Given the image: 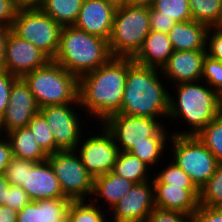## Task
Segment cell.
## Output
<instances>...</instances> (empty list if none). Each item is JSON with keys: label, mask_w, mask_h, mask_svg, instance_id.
Instances as JSON below:
<instances>
[{"label": "cell", "mask_w": 222, "mask_h": 222, "mask_svg": "<svg viewBox=\"0 0 222 222\" xmlns=\"http://www.w3.org/2000/svg\"><path fill=\"white\" fill-rule=\"evenodd\" d=\"M108 212L91 200L72 201L67 212V222H109Z\"/></svg>", "instance_id": "obj_29"}, {"label": "cell", "mask_w": 222, "mask_h": 222, "mask_svg": "<svg viewBox=\"0 0 222 222\" xmlns=\"http://www.w3.org/2000/svg\"><path fill=\"white\" fill-rule=\"evenodd\" d=\"M10 186L11 184L4 177V175L0 174V205H5Z\"/></svg>", "instance_id": "obj_47"}, {"label": "cell", "mask_w": 222, "mask_h": 222, "mask_svg": "<svg viewBox=\"0 0 222 222\" xmlns=\"http://www.w3.org/2000/svg\"><path fill=\"white\" fill-rule=\"evenodd\" d=\"M206 50L173 51L160 69L169 87L182 82L200 81Z\"/></svg>", "instance_id": "obj_17"}, {"label": "cell", "mask_w": 222, "mask_h": 222, "mask_svg": "<svg viewBox=\"0 0 222 222\" xmlns=\"http://www.w3.org/2000/svg\"><path fill=\"white\" fill-rule=\"evenodd\" d=\"M47 160L59 180L65 197L72 201L91 199L94 189V177L82 164L75 150L55 152L48 155Z\"/></svg>", "instance_id": "obj_10"}, {"label": "cell", "mask_w": 222, "mask_h": 222, "mask_svg": "<svg viewBox=\"0 0 222 222\" xmlns=\"http://www.w3.org/2000/svg\"><path fill=\"white\" fill-rule=\"evenodd\" d=\"M18 211L6 205H0V222H17Z\"/></svg>", "instance_id": "obj_46"}, {"label": "cell", "mask_w": 222, "mask_h": 222, "mask_svg": "<svg viewBox=\"0 0 222 222\" xmlns=\"http://www.w3.org/2000/svg\"><path fill=\"white\" fill-rule=\"evenodd\" d=\"M112 172L135 184L149 181L153 177V170L148 165L124 151H119Z\"/></svg>", "instance_id": "obj_25"}, {"label": "cell", "mask_w": 222, "mask_h": 222, "mask_svg": "<svg viewBox=\"0 0 222 222\" xmlns=\"http://www.w3.org/2000/svg\"><path fill=\"white\" fill-rule=\"evenodd\" d=\"M102 124L112 134L119 151L128 152L148 137H171L170 127L159 119L115 113Z\"/></svg>", "instance_id": "obj_9"}, {"label": "cell", "mask_w": 222, "mask_h": 222, "mask_svg": "<svg viewBox=\"0 0 222 222\" xmlns=\"http://www.w3.org/2000/svg\"><path fill=\"white\" fill-rule=\"evenodd\" d=\"M155 208L152 179L136 183L111 209L109 222H146Z\"/></svg>", "instance_id": "obj_13"}, {"label": "cell", "mask_w": 222, "mask_h": 222, "mask_svg": "<svg viewBox=\"0 0 222 222\" xmlns=\"http://www.w3.org/2000/svg\"><path fill=\"white\" fill-rule=\"evenodd\" d=\"M107 40L72 26H63L54 61L78 78L112 58Z\"/></svg>", "instance_id": "obj_4"}, {"label": "cell", "mask_w": 222, "mask_h": 222, "mask_svg": "<svg viewBox=\"0 0 222 222\" xmlns=\"http://www.w3.org/2000/svg\"><path fill=\"white\" fill-rule=\"evenodd\" d=\"M168 149H170L168 151L170 153L168 155L169 159L190 176L199 190L215 173L218 166V161L214 154L196 135H172Z\"/></svg>", "instance_id": "obj_7"}, {"label": "cell", "mask_w": 222, "mask_h": 222, "mask_svg": "<svg viewBox=\"0 0 222 222\" xmlns=\"http://www.w3.org/2000/svg\"><path fill=\"white\" fill-rule=\"evenodd\" d=\"M172 88L174 93H171ZM169 91L167 121L170 120L169 123L172 122V125H174L175 121L180 122L182 120L183 125L186 124V127H182L183 129L181 127H174V131L171 130L172 135L195 136L211 120H214L221 114L218 106L217 92L202 80L178 83L172 85ZM185 128L189 129L184 130Z\"/></svg>", "instance_id": "obj_3"}, {"label": "cell", "mask_w": 222, "mask_h": 222, "mask_svg": "<svg viewBox=\"0 0 222 222\" xmlns=\"http://www.w3.org/2000/svg\"><path fill=\"white\" fill-rule=\"evenodd\" d=\"M27 127L32 132L36 142L47 155H51L55 152L61 151L56 146L52 130L50 129L46 119L40 112L33 116V118L29 121Z\"/></svg>", "instance_id": "obj_31"}, {"label": "cell", "mask_w": 222, "mask_h": 222, "mask_svg": "<svg viewBox=\"0 0 222 222\" xmlns=\"http://www.w3.org/2000/svg\"><path fill=\"white\" fill-rule=\"evenodd\" d=\"M154 204L164 210L191 215L199 206V189H184L161 183L154 175Z\"/></svg>", "instance_id": "obj_19"}, {"label": "cell", "mask_w": 222, "mask_h": 222, "mask_svg": "<svg viewBox=\"0 0 222 222\" xmlns=\"http://www.w3.org/2000/svg\"><path fill=\"white\" fill-rule=\"evenodd\" d=\"M206 52L210 57L222 61V29L216 27L209 28Z\"/></svg>", "instance_id": "obj_39"}, {"label": "cell", "mask_w": 222, "mask_h": 222, "mask_svg": "<svg viewBox=\"0 0 222 222\" xmlns=\"http://www.w3.org/2000/svg\"><path fill=\"white\" fill-rule=\"evenodd\" d=\"M19 9L16 0H0V24L12 28Z\"/></svg>", "instance_id": "obj_42"}, {"label": "cell", "mask_w": 222, "mask_h": 222, "mask_svg": "<svg viewBox=\"0 0 222 222\" xmlns=\"http://www.w3.org/2000/svg\"><path fill=\"white\" fill-rule=\"evenodd\" d=\"M71 202L67 197L30 201L18 211L17 222H67Z\"/></svg>", "instance_id": "obj_20"}, {"label": "cell", "mask_w": 222, "mask_h": 222, "mask_svg": "<svg viewBox=\"0 0 222 222\" xmlns=\"http://www.w3.org/2000/svg\"><path fill=\"white\" fill-rule=\"evenodd\" d=\"M116 9L105 0H83L74 26L109 41Z\"/></svg>", "instance_id": "obj_18"}, {"label": "cell", "mask_w": 222, "mask_h": 222, "mask_svg": "<svg viewBox=\"0 0 222 222\" xmlns=\"http://www.w3.org/2000/svg\"><path fill=\"white\" fill-rule=\"evenodd\" d=\"M10 31L11 28L0 24V71L5 70L6 41Z\"/></svg>", "instance_id": "obj_45"}, {"label": "cell", "mask_w": 222, "mask_h": 222, "mask_svg": "<svg viewBox=\"0 0 222 222\" xmlns=\"http://www.w3.org/2000/svg\"><path fill=\"white\" fill-rule=\"evenodd\" d=\"M217 96H218V106L222 114V88L217 92Z\"/></svg>", "instance_id": "obj_51"}, {"label": "cell", "mask_w": 222, "mask_h": 222, "mask_svg": "<svg viewBox=\"0 0 222 222\" xmlns=\"http://www.w3.org/2000/svg\"><path fill=\"white\" fill-rule=\"evenodd\" d=\"M40 108L79 103V78L54 60L22 77Z\"/></svg>", "instance_id": "obj_5"}, {"label": "cell", "mask_w": 222, "mask_h": 222, "mask_svg": "<svg viewBox=\"0 0 222 222\" xmlns=\"http://www.w3.org/2000/svg\"><path fill=\"white\" fill-rule=\"evenodd\" d=\"M159 16L172 17L176 22L192 20L188 0H154L150 6Z\"/></svg>", "instance_id": "obj_34"}, {"label": "cell", "mask_w": 222, "mask_h": 222, "mask_svg": "<svg viewBox=\"0 0 222 222\" xmlns=\"http://www.w3.org/2000/svg\"><path fill=\"white\" fill-rule=\"evenodd\" d=\"M198 139L222 163V114L211 120L197 135Z\"/></svg>", "instance_id": "obj_32"}, {"label": "cell", "mask_w": 222, "mask_h": 222, "mask_svg": "<svg viewBox=\"0 0 222 222\" xmlns=\"http://www.w3.org/2000/svg\"><path fill=\"white\" fill-rule=\"evenodd\" d=\"M44 0H16L19 8H39Z\"/></svg>", "instance_id": "obj_48"}, {"label": "cell", "mask_w": 222, "mask_h": 222, "mask_svg": "<svg viewBox=\"0 0 222 222\" xmlns=\"http://www.w3.org/2000/svg\"><path fill=\"white\" fill-rule=\"evenodd\" d=\"M18 77L6 70L0 71V119L4 116L9 103V95L14 81Z\"/></svg>", "instance_id": "obj_38"}, {"label": "cell", "mask_w": 222, "mask_h": 222, "mask_svg": "<svg viewBox=\"0 0 222 222\" xmlns=\"http://www.w3.org/2000/svg\"><path fill=\"white\" fill-rule=\"evenodd\" d=\"M112 5L115 9L129 5V0H105Z\"/></svg>", "instance_id": "obj_49"}, {"label": "cell", "mask_w": 222, "mask_h": 222, "mask_svg": "<svg viewBox=\"0 0 222 222\" xmlns=\"http://www.w3.org/2000/svg\"><path fill=\"white\" fill-rule=\"evenodd\" d=\"M5 70L16 77L46 65L51 59L29 41L10 31L6 41Z\"/></svg>", "instance_id": "obj_15"}, {"label": "cell", "mask_w": 222, "mask_h": 222, "mask_svg": "<svg viewBox=\"0 0 222 222\" xmlns=\"http://www.w3.org/2000/svg\"><path fill=\"white\" fill-rule=\"evenodd\" d=\"M96 124L98 126L92 125L90 126L92 129L89 132H84L75 148L82 164L94 178L112 171L119 153L112 134L102 123ZM92 130L96 131V133ZM87 133H90V136Z\"/></svg>", "instance_id": "obj_11"}, {"label": "cell", "mask_w": 222, "mask_h": 222, "mask_svg": "<svg viewBox=\"0 0 222 222\" xmlns=\"http://www.w3.org/2000/svg\"><path fill=\"white\" fill-rule=\"evenodd\" d=\"M11 185L22 186L26 176V160L12 157L3 173Z\"/></svg>", "instance_id": "obj_36"}, {"label": "cell", "mask_w": 222, "mask_h": 222, "mask_svg": "<svg viewBox=\"0 0 222 222\" xmlns=\"http://www.w3.org/2000/svg\"><path fill=\"white\" fill-rule=\"evenodd\" d=\"M146 222H191V215L155 207Z\"/></svg>", "instance_id": "obj_37"}, {"label": "cell", "mask_w": 222, "mask_h": 222, "mask_svg": "<svg viewBox=\"0 0 222 222\" xmlns=\"http://www.w3.org/2000/svg\"><path fill=\"white\" fill-rule=\"evenodd\" d=\"M192 20L209 28H219L222 0H188Z\"/></svg>", "instance_id": "obj_28"}, {"label": "cell", "mask_w": 222, "mask_h": 222, "mask_svg": "<svg viewBox=\"0 0 222 222\" xmlns=\"http://www.w3.org/2000/svg\"><path fill=\"white\" fill-rule=\"evenodd\" d=\"M13 157L33 161L35 163L47 160L48 155L42 150L28 127L15 129L6 134Z\"/></svg>", "instance_id": "obj_24"}, {"label": "cell", "mask_w": 222, "mask_h": 222, "mask_svg": "<svg viewBox=\"0 0 222 222\" xmlns=\"http://www.w3.org/2000/svg\"><path fill=\"white\" fill-rule=\"evenodd\" d=\"M191 222H222V207L199 205L191 214Z\"/></svg>", "instance_id": "obj_40"}, {"label": "cell", "mask_w": 222, "mask_h": 222, "mask_svg": "<svg viewBox=\"0 0 222 222\" xmlns=\"http://www.w3.org/2000/svg\"><path fill=\"white\" fill-rule=\"evenodd\" d=\"M168 159V160H167ZM166 163H160L159 171L154 170L153 175L164 184L181 187L184 189H198L192 182L190 176L178 167L169 157ZM170 160V161H169ZM168 162V163H167ZM163 164V166H161ZM167 164V165H166ZM165 165V166H164Z\"/></svg>", "instance_id": "obj_30"}, {"label": "cell", "mask_w": 222, "mask_h": 222, "mask_svg": "<svg viewBox=\"0 0 222 222\" xmlns=\"http://www.w3.org/2000/svg\"><path fill=\"white\" fill-rule=\"evenodd\" d=\"M219 28L222 29V13H221L220 20H219Z\"/></svg>", "instance_id": "obj_52"}, {"label": "cell", "mask_w": 222, "mask_h": 222, "mask_svg": "<svg viewBox=\"0 0 222 222\" xmlns=\"http://www.w3.org/2000/svg\"><path fill=\"white\" fill-rule=\"evenodd\" d=\"M154 0H129L130 5L148 6L152 5Z\"/></svg>", "instance_id": "obj_50"}, {"label": "cell", "mask_w": 222, "mask_h": 222, "mask_svg": "<svg viewBox=\"0 0 222 222\" xmlns=\"http://www.w3.org/2000/svg\"><path fill=\"white\" fill-rule=\"evenodd\" d=\"M209 27L190 20L177 22L168 33L174 51L206 50Z\"/></svg>", "instance_id": "obj_22"}, {"label": "cell", "mask_w": 222, "mask_h": 222, "mask_svg": "<svg viewBox=\"0 0 222 222\" xmlns=\"http://www.w3.org/2000/svg\"><path fill=\"white\" fill-rule=\"evenodd\" d=\"M127 70L128 57H112L79 77L78 99L87 120L102 123L120 111Z\"/></svg>", "instance_id": "obj_1"}, {"label": "cell", "mask_w": 222, "mask_h": 222, "mask_svg": "<svg viewBox=\"0 0 222 222\" xmlns=\"http://www.w3.org/2000/svg\"><path fill=\"white\" fill-rule=\"evenodd\" d=\"M170 138L171 137H148V141L134 145L128 152L136 156L152 170H156L160 165L159 163L165 162L168 157V141H170Z\"/></svg>", "instance_id": "obj_26"}, {"label": "cell", "mask_w": 222, "mask_h": 222, "mask_svg": "<svg viewBox=\"0 0 222 222\" xmlns=\"http://www.w3.org/2000/svg\"><path fill=\"white\" fill-rule=\"evenodd\" d=\"M199 205L222 207V163H218L215 173L200 189Z\"/></svg>", "instance_id": "obj_33"}, {"label": "cell", "mask_w": 222, "mask_h": 222, "mask_svg": "<svg viewBox=\"0 0 222 222\" xmlns=\"http://www.w3.org/2000/svg\"><path fill=\"white\" fill-rule=\"evenodd\" d=\"M134 184L110 171L94 178V189L90 200L100 208L110 211Z\"/></svg>", "instance_id": "obj_21"}, {"label": "cell", "mask_w": 222, "mask_h": 222, "mask_svg": "<svg viewBox=\"0 0 222 222\" xmlns=\"http://www.w3.org/2000/svg\"><path fill=\"white\" fill-rule=\"evenodd\" d=\"M83 0H44L39 7L63 26H72L78 19Z\"/></svg>", "instance_id": "obj_27"}, {"label": "cell", "mask_w": 222, "mask_h": 222, "mask_svg": "<svg viewBox=\"0 0 222 222\" xmlns=\"http://www.w3.org/2000/svg\"><path fill=\"white\" fill-rule=\"evenodd\" d=\"M21 187L31 201L66 198L48 160L38 163L26 160L25 182Z\"/></svg>", "instance_id": "obj_16"}, {"label": "cell", "mask_w": 222, "mask_h": 222, "mask_svg": "<svg viewBox=\"0 0 222 222\" xmlns=\"http://www.w3.org/2000/svg\"><path fill=\"white\" fill-rule=\"evenodd\" d=\"M168 89V82L162 77L160 69L140 65L128 57L125 89L118 113L163 119L164 124L168 123Z\"/></svg>", "instance_id": "obj_2"}, {"label": "cell", "mask_w": 222, "mask_h": 222, "mask_svg": "<svg viewBox=\"0 0 222 222\" xmlns=\"http://www.w3.org/2000/svg\"><path fill=\"white\" fill-rule=\"evenodd\" d=\"M30 201L31 200L29 199L26 191L22 187L11 185L10 189L8 190L5 205L16 211H20Z\"/></svg>", "instance_id": "obj_41"}, {"label": "cell", "mask_w": 222, "mask_h": 222, "mask_svg": "<svg viewBox=\"0 0 222 222\" xmlns=\"http://www.w3.org/2000/svg\"><path fill=\"white\" fill-rule=\"evenodd\" d=\"M39 111L40 107L28 84L22 77H18L11 87L5 114L0 119V134L6 135L15 129L27 127Z\"/></svg>", "instance_id": "obj_14"}, {"label": "cell", "mask_w": 222, "mask_h": 222, "mask_svg": "<svg viewBox=\"0 0 222 222\" xmlns=\"http://www.w3.org/2000/svg\"><path fill=\"white\" fill-rule=\"evenodd\" d=\"M173 51L167 33L150 30V33L144 39L142 48L133 57V61L143 66L161 69Z\"/></svg>", "instance_id": "obj_23"}, {"label": "cell", "mask_w": 222, "mask_h": 222, "mask_svg": "<svg viewBox=\"0 0 222 222\" xmlns=\"http://www.w3.org/2000/svg\"><path fill=\"white\" fill-rule=\"evenodd\" d=\"M201 80L218 92L222 88V61L206 54Z\"/></svg>", "instance_id": "obj_35"}, {"label": "cell", "mask_w": 222, "mask_h": 222, "mask_svg": "<svg viewBox=\"0 0 222 222\" xmlns=\"http://www.w3.org/2000/svg\"><path fill=\"white\" fill-rule=\"evenodd\" d=\"M150 30V7L129 4L116 9L108 41L112 56L133 58Z\"/></svg>", "instance_id": "obj_6"}, {"label": "cell", "mask_w": 222, "mask_h": 222, "mask_svg": "<svg viewBox=\"0 0 222 222\" xmlns=\"http://www.w3.org/2000/svg\"><path fill=\"white\" fill-rule=\"evenodd\" d=\"M61 29L62 26L40 8H21L11 31L54 60L59 49Z\"/></svg>", "instance_id": "obj_8"}, {"label": "cell", "mask_w": 222, "mask_h": 222, "mask_svg": "<svg viewBox=\"0 0 222 222\" xmlns=\"http://www.w3.org/2000/svg\"><path fill=\"white\" fill-rule=\"evenodd\" d=\"M176 23L172 17L159 16V11L150 7V28L152 31L168 34Z\"/></svg>", "instance_id": "obj_43"}, {"label": "cell", "mask_w": 222, "mask_h": 222, "mask_svg": "<svg viewBox=\"0 0 222 222\" xmlns=\"http://www.w3.org/2000/svg\"><path fill=\"white\" fill-rule=\"evenodd\" d=\"M39 112L46 119L52 130L55 144L61 151L75 150L84 132L90 129L89 124L85 125L86 120L82 118L85 114L80 103L49 105L40 108Z\"/></svg>", "instance_id": "obj_12"}, {"label": "cell", "mask_w": 222, "mask_h": 222, "mask_svg": "<svg viewBox=\"0 0 222 222\" xmlns=\"http://www.w3.org/2000/svg\"><path fill=\"white\" fill-rule=\"evenodd\" d=\"M12 157L11 145L7 136L0 134V174L4 173Z\"/></svg>", "instance_id": "obj_44"}]
</instances>
